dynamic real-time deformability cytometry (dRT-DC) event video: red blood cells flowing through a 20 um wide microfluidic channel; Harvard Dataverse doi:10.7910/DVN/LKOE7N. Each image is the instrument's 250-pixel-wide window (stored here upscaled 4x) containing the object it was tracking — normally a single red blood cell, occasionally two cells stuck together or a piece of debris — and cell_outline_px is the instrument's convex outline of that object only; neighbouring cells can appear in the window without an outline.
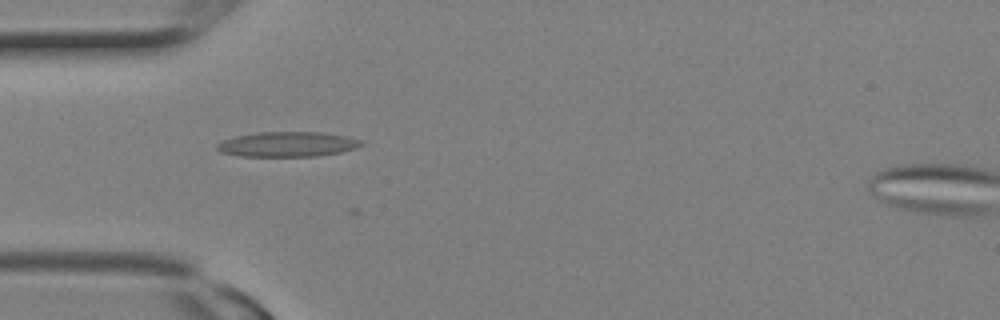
{"species": "Egyptian fruit bat (a non-hibernating species)", "species_latin": "Rousettus aegyptiacus", "temperature_condition": "room temperature", "stored_images_in_passage": 11, "camera_frame_rate_fps": 3000, "um_per_image_px": 0.085, "animal": {"sex": "female"}, "frame": {"image": 1, "passage_image": 8, "time_ms": 2.333, "image_size_px": [1000, 320], "cell_outline_px": [[364, 144], [356, 148], [340, 152], [316, 156], [240, 156], [220, 152], [216, 148], [216, 144], [224, 140], [236, 136], [260, 132], [320, 132], [348, 136], [360, 140]], "centroid_in_image_um": [24.44, 12.26], "position_along_channel_um": 60.6, "area_um2": 20.92}}
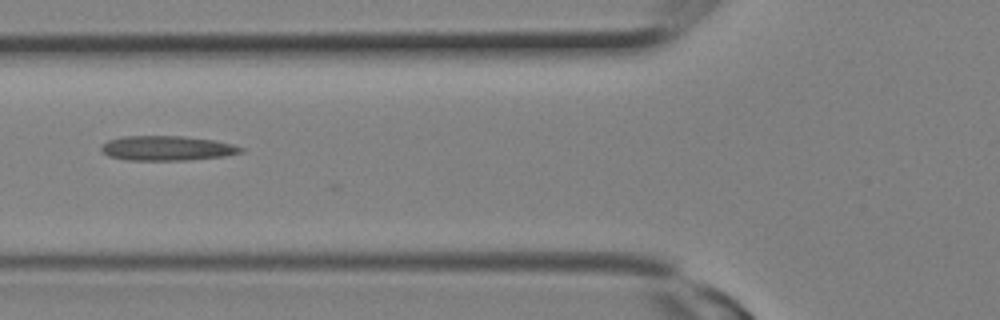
{"frame": {"image": 2, "passage_image": 10, "time_ms": 3.0, "image_size_px": [1000, 320], "cell_outline_px": [[244, 152], [224, 156], [188, 160], [124, 160], [108, 156], [100, 148], [100, 144], [108, 140], [120, 136], [184, 136], [216, 140], [232, 144], [244, 148]], "centroid_in_image_um": [14.18, 12.59], "position_along_channel_um": 111.6, "area_um2": 20.35}}